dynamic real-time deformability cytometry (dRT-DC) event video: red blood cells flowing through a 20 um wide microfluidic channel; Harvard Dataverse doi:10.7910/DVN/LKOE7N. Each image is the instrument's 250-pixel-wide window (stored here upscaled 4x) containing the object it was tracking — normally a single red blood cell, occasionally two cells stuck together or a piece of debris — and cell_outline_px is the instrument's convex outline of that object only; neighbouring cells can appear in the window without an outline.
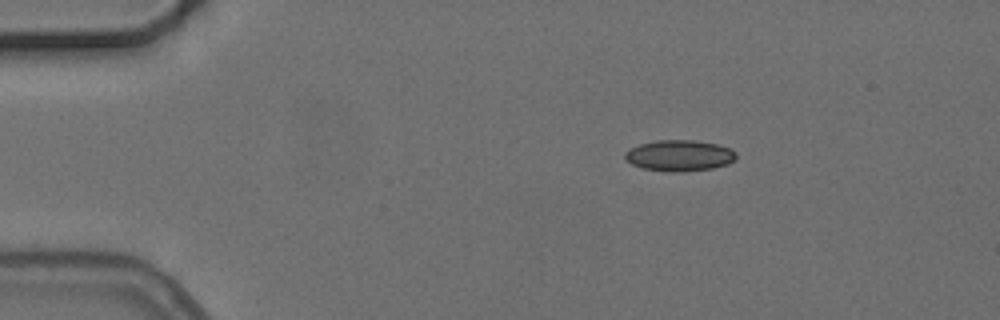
{"species": "common noctule bat (a hibernating species)", "species_latin": "Nyctalus noctula", "temperature_condition": "cold", "stored_images_in_passage": 3, "camera_frame_rate_fps": 3000, "um_per_image_px": 0.085, "animal": {"sex": "female", "body_mass_g": 24.6, "forearm_length_mm": 56.2}, "frame": {"image": 1, "passage_image": 1, "time_ms": 0.0, "image_size_px": [1000, 320], "cell_outline_px": [[736, 160], [728, 164], [712, 168], [680, 172], [672, 172], [644, 168], [632, 164], [624, 156], [624, 152], [628, 148], [640, 144], [656, 140], [692, 140], [716, 144], [728, 148], [736, 152]], "centroid_in_image_um": [57.74, 13.22], "position_along_channel_um": 27.3, "area_um2": 20.06}}